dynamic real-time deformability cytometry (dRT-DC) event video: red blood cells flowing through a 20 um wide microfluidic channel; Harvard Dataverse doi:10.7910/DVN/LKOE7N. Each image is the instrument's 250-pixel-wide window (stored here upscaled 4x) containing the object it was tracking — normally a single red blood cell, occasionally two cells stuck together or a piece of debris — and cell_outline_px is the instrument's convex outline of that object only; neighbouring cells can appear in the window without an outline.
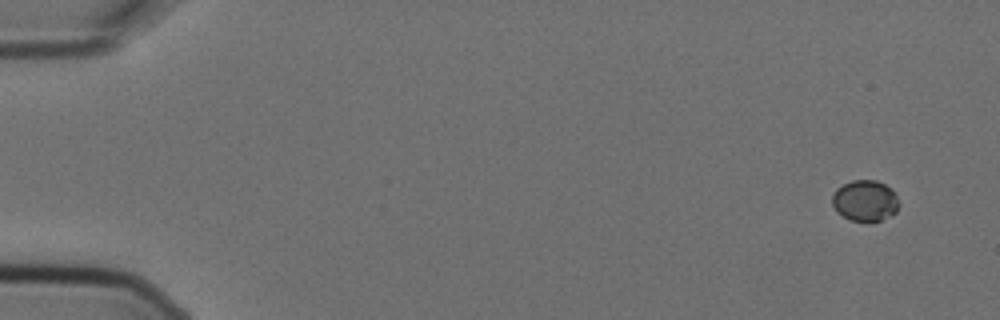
{"species": "Egyptian fruit bat (a non-hibernating species)", "species_latin": "Rousettus aegyptiacus", "temperature_condition": "cold", "stored_images_in_passage": 7, "camera_frame_rate_fps": 3000, "um_per_image_px": 0.085, "animal": {"sex": "female"}, "frame": {"image": 1, "passage_image": 1, "time_ms": 0.0, "image_size_px": [1000, 320], "cell_outline_px": [[900, 204], [896, 212], [892, 216], [868, 224], [852, 220], [836, 212], [832, 204], [832, 196], [836, 188], [852, 180], [876, 180], [892, 188]], "centroid_in_image_um": [73.55, 17.08], "position_along_channel_um": 11.5, "area_um2": 16.36}}
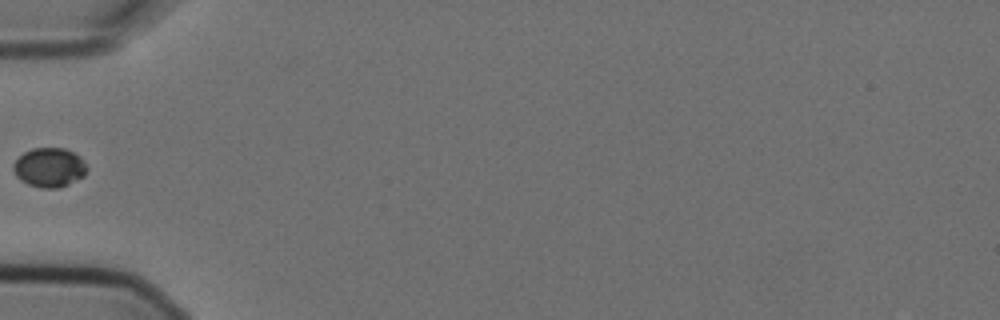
{"frame": {"image": 2, "passage_image": 6, "time_ms": 1.667, "image_size_px": [1000, 320], "cell_outline_px": [[88, 168], [84, 176], [68, 184], [56, 188], [40, 188], [28, 184], [20, 180], [16, 176], [12, 168], [12, 164], [24, 152], [32, 148], [64, 148], [80, 156]], "centroid_in_image_um": [4.18, 14.23], "position_along_channel_um": 80.8, "area_um2": 16.88}}
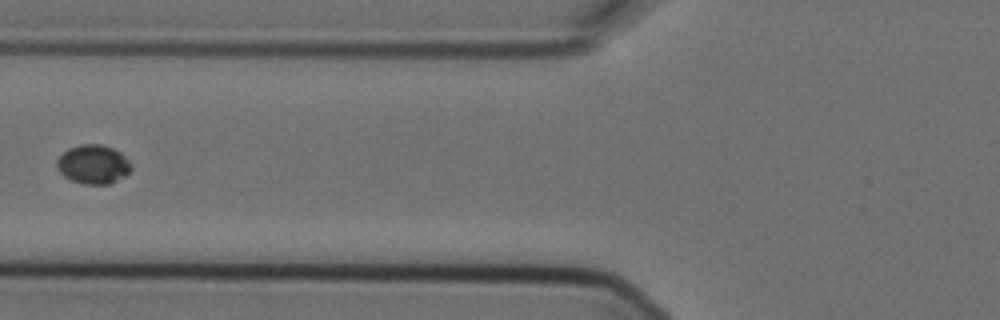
{"frame": {"image": 3, "passage_image": 7, "time_ms": 2.0, "image_size_px": [1000, 320], "cell_outline_px": [[132, 168], [124, 176], [108, 184], [84, 184], [72, 180], [64, 176], [56, 168], [56, 160], [68, 148], [80, 144], [100, 144], [112, 148], [120, 152], [132, 164]], "centroid_in_image_um": [7.91, 13.96], "position_along_channel_um": 117.9, "area_um2": 16.82}}